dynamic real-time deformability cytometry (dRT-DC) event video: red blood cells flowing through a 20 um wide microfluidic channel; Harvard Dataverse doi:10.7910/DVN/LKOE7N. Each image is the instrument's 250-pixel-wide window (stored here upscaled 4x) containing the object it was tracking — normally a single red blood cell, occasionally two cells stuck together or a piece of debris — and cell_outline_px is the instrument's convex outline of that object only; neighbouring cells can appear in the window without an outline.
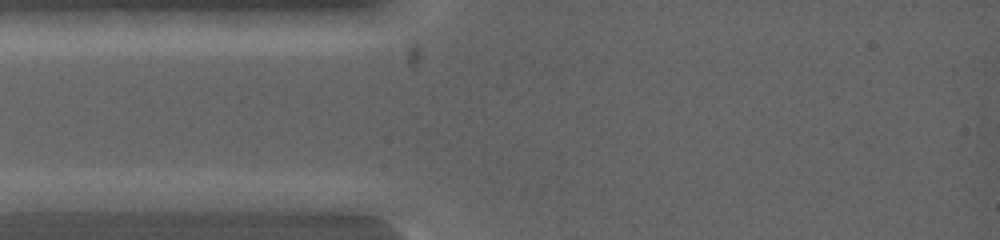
{"species": "common noctule bat (a hibernating species)", "species_latin": "Nyctalus noctula", "temperature_condition": "warm", "stored_images_in_passage": 3, "camera_frame_rate_fps": 5000, "um_per_image_px": 0.085, "animal": {"sex": "female", "body_mass_g": 19.0, "forearm_length_mm": 53.3}, "frame": {"image": 1, "passage_image": 2, "time_ms": 0.2, "image_size_px": [1000, 240], "cell_outline_px": [[124, 200], [84, 212], [16, 212], [16, 200], [108, 188]], "centroid_in_image_um": [5.87, 17.16], "position_along_channel_um": 79.1, "area_um2": 12.31}}